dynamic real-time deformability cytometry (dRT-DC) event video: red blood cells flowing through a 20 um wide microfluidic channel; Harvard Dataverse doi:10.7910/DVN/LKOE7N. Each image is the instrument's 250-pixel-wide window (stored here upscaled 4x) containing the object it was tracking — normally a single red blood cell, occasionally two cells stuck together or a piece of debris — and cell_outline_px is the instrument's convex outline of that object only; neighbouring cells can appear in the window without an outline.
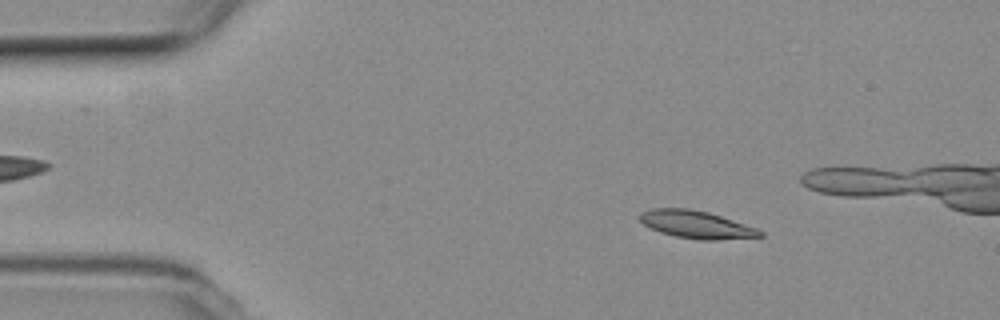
{"species": "common noctule bat (a hibernating species)", "species_latin": "Nyctalus noctula", "temperature_condition": "room temperature", "stored_images_in_passage": 17, "camera_frame_rate_fps": 3000, "um_per_image_px": 0.085, "animal": {"sex": "female", "body_mass_g": 19.3, "forearm_length_mm": 54.1}, "frame": {"image": 1, "passage_image": 8, "time_ms": 2.333, "image_size_px": [1000, 320], "cell_outline_px": [[764, 236], [716, 240], [700, 240], [676, 236], [660, 232], [644, 224], [640, 220], [640, 212], [652, 208], [688, 208], [708, 212], [756, 228], [764, 232]], "centroid_in_image_um": [59.18, 19.08], "position_along_channel_um": 25.8, "area_um2": 19.13}}